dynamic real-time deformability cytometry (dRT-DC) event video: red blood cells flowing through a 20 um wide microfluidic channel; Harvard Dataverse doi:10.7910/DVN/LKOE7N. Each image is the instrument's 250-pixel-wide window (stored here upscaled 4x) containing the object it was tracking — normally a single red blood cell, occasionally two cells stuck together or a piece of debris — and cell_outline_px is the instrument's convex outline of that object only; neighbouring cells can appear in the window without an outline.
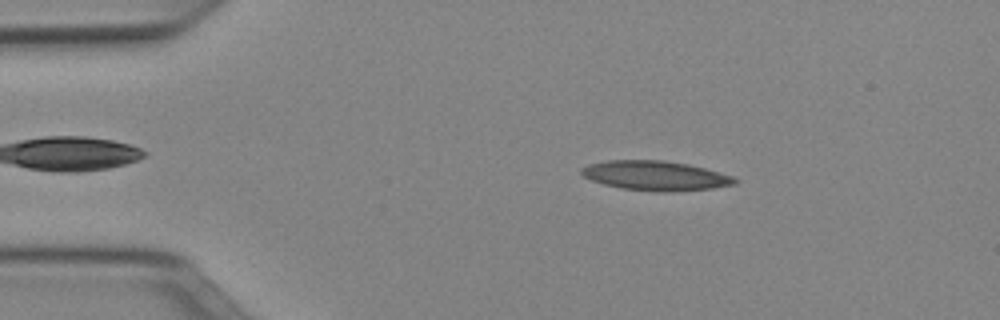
{"species": "Egyptian fruit bat (a non-hibernating species)", "species_latin": "Rousettus aegyptiacus", "temperature_condition": "cold", "stored_images_in_passage": 49, "camera_frame_rate_fps": 3000, "um_per_image_px": 0.085, "animal": {"sex": "female"}, "frame": {"image": 1, "passage_image": 8, "time_ms": 2.333, "image_size_px": [1000, 320], "cell_outline_px": [[740, 180], [736, 184], [712, 188], [668, 192], [664, 192], [620, 188], [604, 184], [592, 180], [584, 176], [580, 172], [580, 168], [588, 164], [608, 160], [664, 160], [688, 164], [704, 168], [732, 176]], "centroid_in_image_um": [55.71, 14.93], "position_along_channel_um": 29.3, "area_um2": 26.36}}
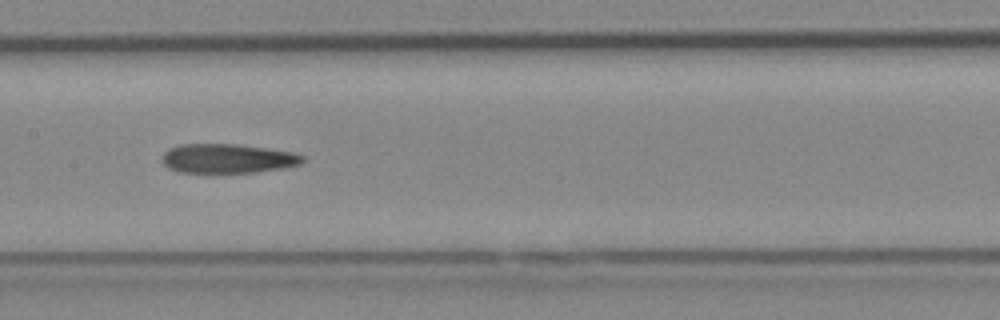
{"frame": {"image": 2, "passage_image": 24, "time_ms": 7.667, "image_size_px": [1000, 320], "cell_outline_px": [[304, 160], [300, 164], [284, 168], [256, 172], [180, 172], [168, 168], [160, 160], [164, 152], [168, 148], [180, 144], [236, 144], [268, 148], [292, 152], [304, 156]], "centroid_in_image_um": [19.32, 13.46], "position_along_channel_um": 188.1, "area_um2": 24.04}}
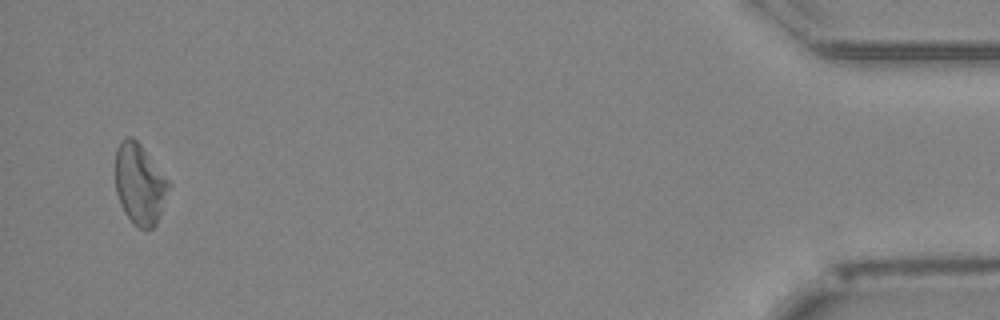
{"frame": {"image": 3, "passage_image": 48, "time_ms": 15.667, "image_size_px": [1000, 320], "cell_outline_px": [[172, 184], [156, 224], [152, 228], [140, 228], [132, 224], [124, 212], [120, 204], [116, 192], [116, 148], [120, 140], [128, 136], [132, 136], [140, 144]], "centroid_in_image_um": [11.87, 15.64], "position_along_channel_um": 423.3, "area_um2": 25.2}}